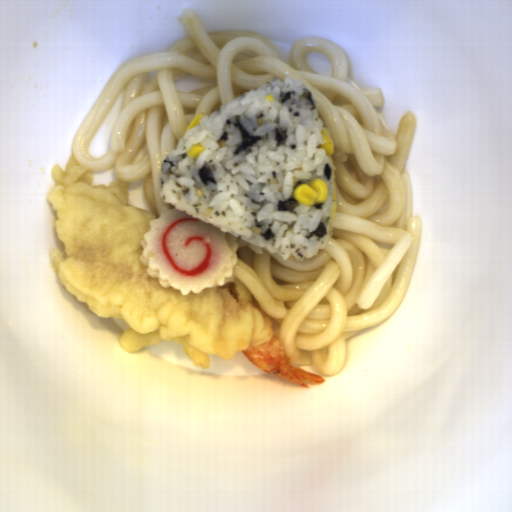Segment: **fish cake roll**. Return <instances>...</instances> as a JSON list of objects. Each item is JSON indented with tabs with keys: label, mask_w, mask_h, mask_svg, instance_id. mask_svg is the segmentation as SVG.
<instances>
[{
	"label": "fish cake roll",
	"mask_w": 512,
	"mask_h": 512,
	"mask_svg": "<svg viewBox=\"0 0 512 512\" xmlns=\"http://www.w3.org/2000/svg\"><path fill=\"white\" fill-rule=\"evenodd\" d=\"M148 227L139 261L160 286L184 296L233 281L238 237L232 233L168 205Z\"/></svg>",
	"instance_id": "obj_1"
}]
</instances>
